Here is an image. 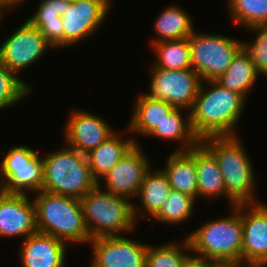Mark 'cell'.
<instances>
[{
  "label": "cell",
  "instance_id": "obj_1",
  "mask_svg": "<svg viewBox=\"0 0 267 267\" xmlns=\"http://www.w3.org/2000/svg\"><path fill=\"white\" fill-rule=\"evenodd\" d=\"M206 83L211 84L209 90L202 81L190 110L193 132L200 141L212 136H236L233 128L241 116L246 99L217 81Z\"/></svg>",
  "mask_w": 267,
  "mask_h": 267
},
{
  "label": "cell",
  "instance_id": "obj_2",
  "mask_svg": "<svg viewBox=\"0 0 267 267\" xmlns=\"http://www.w3.org/2000/svg\"><path fill=\"white\" fill-rule=\"evenodd\" d=\"M200 143L217 160L231 206L257 203L253 166L237 135L206 137Z\"/></svg>",
  "mask_w": 267,
  "mask_h": 267
},
{
  "label": "cell",
  "instance_id": "obj_3",
  "mask_svg": "<svg viewBox=\"0 0 267 267\" xmlns=\"http://www.w3.org/2000/svg\"><path fill=\"white\" fill-rule=\"evenodd\" d=\"M39 233L64 242H89L81 201L78 198L38 192L33 200Z\"/></svg>",
  "mask_w": 267,
  "mask_h": 267
},
{
  "label": "cell",
  "instance_id": "obj_4",
  "mask_svg": "<svg viewBox=\"0 0 267 267\" xmlns=\"http://www.w3.org/2000/svg\"><path fill=\"white\" fill-rule=\"evenodd\" d=\"M100 185L97 184L80 199L90 238L129 232L136 223V206L124 197L102 191Z\"/></svg>",
  "mask_w": 267,
  "mask_h": 267
},
{
  "label": "cell",
  "instance_id": "obj_5",
  "mask_svg": "<svg viewBox=\"0 0 267 267\" xmlns=\"http://www.w3.org/2000/svg\"><path fill=\"white\" fill-rule=\"evenodd\" d=\"M43 191L81 199L98 182L93 178L87 156L63 147L43 157Z\"/></svg>",
  "mask_w": 267,
  "mask_h": 267
},
{
  "label": "cell",
  "instance_id": "obj_6",
  "mask_svg": "<svg viewBox=\"0 0 267 267\" xmlns=\"http://www.w3.org/2000/svg\"><path fill=\"white\" fill-rule=\"evenodd\" d=\"M230 217L209 221L187 237L192 253L222 261L242 262L243 227L241 204L234 207Z\"/></svg>",
  "mask_w": 267,
  "mask_h": 267
},
{
  "label": "cell",
  "instance_id": "obj_7",
  "mask_svg": "<svg viewBox=\"0 0 267 267\" xmlns=\"http://www.w3.org/2000/svg\"><path fill=\"white\" fill-rule=\"evenodd\" d=\"M191 67L202 81H216L242 49V42L216 34L193 33L189 36Z\"/></svg>",
  "mask_w": 267,
  "mask_h": 267
},
{
  "label": "cell",
  "instance_id": "obj_8",
  "mask_svg": "<svg viewBox=\"0 0 267 267\" xmlns=\"http://www.w3.org/2000/svg\"><path fill=\"white\" fill-rule=\"evenodd\" d=\"M0 171V190L5 193L26 194V189L38 193L43 189V158L30 147L11 148L0 163Z\"/></svg>",
  "mask_w": 267,
  "mask_h": 267
},
{
  "label": "cell",
  "instance_id": "obj_9",
  "mask_svg": "<svg viewBox=\"0 0 267 267\" xmlns=\"http://www.w3.org/2000/svg\"><path fill=\"white\" fill-rule=\"evenodd\" d=\"M201 82L200 76L192 68L183 70L152 68L150 92L145 95L190 111Z\"/></svg>",
  "mask_w": 267,
  "mask_h": 267
},
{
  "label": "cell",
  "instance_id": "obj_10",
  "mask_svg": "<svg viewBox=\"0 0 267 267\" xmlns=\"http://www.w3.org/2000/svg\"><path fill=\"white\" fill-rule=\"evenodd\" d=\"M53 46L28 20L3 42L1 62L14 74L36 62Z\"/></svg>",
  "mask_w": 267,
  "mask_h": 267
},
{
  "label": "cell",
  "instance_id": "obj_11",
  "mask_svg": "<svg viewBox=\"0 0 267 267\" xmlns=\"http://www.w3.org/2000/svg\"><path fill=\"white\" fill-rule=\"evenodd\" d=\"M245 209L247 212L244 213ZM241 221L242 262L246 263L245 267H265L267 265V205L261 202L241 204Z\"/></svg>",
  "mask_w": 267,
  "mask_h": 267
},
{
  "label": "cell",
  "instance_id": "obj_12",
  "mask_svg": "<svg viewBox=\"0 0 267 267\" xmlns=\"http://www.w3.org/2000/svg\"><path fill=\"white\" fill-rule=\"evenodd\" d=\"M91 267H145L147 245L123 236H104L90 240Z\"/></svg>",
  "mask_w": 267,
  "mask_h": 267
},
{
  "label": "cell",
  "instance_id": "obj_13",
  "mask_svg": "<svg viewBox=\"0 0 267 267\" xmlns=\"http://www.w3.org/2000/svg\"><path fill=\"white\" fill-rule=\"evenodd\" d=\"M111 0H72L61 16L64 31V46H69L91 36L102 24Z\"/></svg>",
  "mask_w": 267,
  "mask_h": 267
},
{
  "label": "cell",
  "instance_id": "obj_14",
  "mask_svg": "<svg viewBox=\"0 0 267 267\" xmlns=\"http://www.w3.org/2000/svg\"><path fill=\"white\" fill-rule=\"evenodd\" d=\"M149 165L146 155L136 144L101 178L106 180V191L126 199L136 197L147 172L151 169Z\"/></svg>",
  "mask_w": 267,
  "mask_h": 267
},
{
  "label": "cell",
  "instance_id": "obj_15",
  "mask_svg": "<svg viewBox=\"0 0 267 267\" xmlns=\"http://www.w3.org/2000/svg\"><path fill=\"white\" fill-rule=\"evenodd\" d=\"M27 194H8L0 190V236H28L38 232L34 202Z\"/></svg>",
  "mask_w": 267,
  "mask_h": 267
},
{
  "label": "cell",
  "instance_id": "obj_16",
  "mask_svg": "<svg viewBox=\"0 0 267 267\" xmlns=\"http://www.w3.org/2000/svg\"><path fill=\"white\" fill-rule=\"evenodd\" d=\"M65 128L67 146L88 154L115 132L102 118L84 111H72Z\"/></svg>",
  "mask_w": 267,
  "mask_h": 267
},
{
  "label": "cell",
  "instance_id": "obj_17",
  "mask_svg": "<svg viewBox=\"0 0 267 267\" xmlns=\"http://www.w3.org/2000/svg\"><path fill=\"white\" fill-rule=\"evenodd\" d=\"M66 242L37 232L23 241L20 249L24 267H64Z\"/></svg>",
  "mask_w": 267,
  "mask_h": 267
},
{
  "label": "cell",
  "instance_id": "obj_18",
  "mask_svg": "<svg viewBox=\"0 0 267 267\" xmlns=\"http://www.w3.org/2000/svg\"><path fill=\"white\" fill-rule=\"evenodd\" d=\"M162 171L168 178L173 190L198 197V183L195 166V147L188 151L176 150L171 153Z\"/></svg>",
  "mask_w": 267,
  "mask_h": 267
},
{
  "label": "cell",
  "instance_id": "obj_19",
  "mask_svg": "<svg viewBox=\"0 0 267 267\" xmlns=\"http://www.w3.org/2000/svg\"><path fill=\"white\" fill-rule=\"evenodd\" d=\"M111 135L97 148L91 150L87 156L93 178L100 184L103 178L138 142L133 139L123 140Z\"/></svg>",
  "mask_w": 267,
  "mask_h": 267
},
{
  "label": "cell",
  "instance_id": "obj_20",
  "mask_svg": "<svg viewBox=\"0 0 267 267\" xmlns=\"http://www.w3.org/2000/svg\"><path fill=\"white\" fill-rule=\"evenodd\" d=\"M195 166L198 197L227 196L223 176L216 158L201 144L195 146Z\"/></svg>",
  "mask_w": 267,
  "mask_h": 267
},
{
  "label": "cell",
  "instance_id": "obj_21",
  "mask_svg": "<svg viewBox=\"0 0 267 267\" xmlns=\"http://www.w3.org/2000/svg\"><path fill=\"white\" fill-rule=\"evenodd\" d=\"M129 131L140 135H148L159 125L175 107L168 102L152 99L145 94L137 98Z\"/></svg>",
  "mask_w": 267,
  "mask_h": 267
},
{
  "label": "cell",
  "instance_id": "obj_22",
  "mask_svg": "<svg viewBox=\"0 0 267 267\" xmlns=\"http://www.w3.org/2000/svg\"><path fill=\"white\" fill-rule=\"evenodd\" d=\"M259 73L242 48L233 58L227 70L216 80L224 88L241 94L245 99L247 92L256 82Z\"/></svg>",
  "mask_w": 267,
  "mask_h": 267
},
{
  "label": "cell",
  "instance_id": "obj_23",
  "mask_svg": "<svg viewBox=\"0 0 267 267\" xmlns=\"http://www.w3.org/2000/svg\"><path fill=\"white\" fill-rule=\"evenodd\" d=\"M183 108H174L166 118L157 125L149 134L152 137H159L169 140H182L180 151H188L197 146L201 141L195 135L191 125L190 112L184 119L182 116Z\"/></svg>",
  "mask_w": 267,
  "mask_h": 267
},
{
  "label": "cell",
  "instance_id": "obj_24",
  "mask_svg": "<svg viewBox=\"0 0 267 267\" xmlns=\"http://www.w3.org/2000/svg\"><path fill=\"white\" fill-rule=\"evenodd\" d=\"M154 24L158 38L154 41L151 40L152 44L184 39L194 31L191 17L178 6H170L164 9Z\"/></svg>",
  "mask_w": 267,
  "mask_h": 267
},
{
  "label": "cell",
  "instance_id": "obj_25",
  "mask_svg": "<svg viewBox=\"0 0 267 267\" xmlns=\"http://www.w3.org/2000/svg\"><path fill=\"white\" fill-rule=\"evenodd\" d=\"M171 190L168 178L162 170L147 172L137 196L150 218L163 205Z\"/></svg>",
  "mask_w": 267,
  "mask_h": 267
},
{
  "label": "cell",
  "instance_id": "obj_26",
  "mask_svg": "<svg viewBox=\"0 0 267 267\" xmlns=\"http://www.w3.org/2000/svg\"><path fill=\"white\" fill-rule=\"evenodd\" d=\"M158 62L153 68L169 70H183L192 68L190 57L189 37L179 40L162 41L153 43Z\"/></svg>",
  "mask_w": 267,
  "mask_h": 267
},
{
  "label": "cell",
  "instance_id": "obj_27",
  "mask_svg": "<svg viewBox=\"0 0 267 267\" xmlns=\"http://www.w3.org/2000/svg\"><path fill=\"white\" fill-rule=\"evenodd\" d=\"M195 199L177 190H171L163 205L151 217L167 224H179L193 214Z\"/></svg>",
  "mask_w": 267,
  "mask_h": 267
},
{
  "label": "cell",
  "instance_id": "obj_28",
  "mask_svg": "<svg viewBox=\"0 0 267 267\" xmlns=\"http://www.w3.org/2000/svg\"><path fill=\"white\" fill-rule=\"evenodd\" d=\"M230 18L237 25L250 28L267 25V0H228Z\"/></svg>",
  "mask_w": 267,
  "mask_h": 267
},
{
  "label": "cell",
  "instance_id": "obj_29",
  "mask_svg": "<svg viewBox=\"0 0 267 267\" xmlns=\"http://www.w3.org/2000/svg\"><path fill=\"white\" fill-rule=\"evenodd\" d=\"M181 248L183 250L186 248L188 252H191L187 238L184 240L182 247L179 243L173 242L154 248L148 244L145 267H183L184 260L189 254L186 249L183 251Z\"/></svg>",
  "mask_w": 267,
  "mask_h": 267
},
{
  "label": "cell",
  "instance_id": "obj_30",
  "mask_svg": "<svg viewBox=\"0 0 267 267\" xmlns=\"http://www.w3.org/2000/svg\"><path fill=\"white\" fill-rule=\"evenodd\" d=\"M16 75L0 61V110L20 101L31 91L32 87Z\"/></svg>",
  "mask_w": 267,
  "mask_h": 267
},
{
  "label": "cell",
  "instance_id": "obj_31",
  "mask_svg": "<svg viewBox=\"0 0 267 267\" xmlns=\"http://www.w3.org/2000/svg\"><path fill=\"white\" fill-rule=\"evenodd\" d=\"M257 33L253 43L242 42V48L251 58L256 71L267 77V25L248 28Z\"/></svg>",
  "mask_w": 267,
  "mask_h": 267
},
{
  "label": "cell",
  "instance_id": "obj_32",
  "mask_svg": "<svg viewBox=\"0 0 267 267\" xmlns=\"http://www.w3.org/2000/svg\"><path fill=\"white\" fill-rule=\"evenodd\" d=\"M72 0H43L38 10L29 17L28 21L36 28L45 22L58 21V17L70 8Z\"/></svg>",
  "mask_w": 267,
  "mask_h": 267
},
{
  "label": "cell",
  "instance_id": "obj_33",
  "mask_svg": "<svg viewBox=\"0 0 267 267\" xmlns=\"http://www.w3.org/2000/svg\"><path fill=\"white\" fill-rule=\"evenodd\" d=\"M38 30L53 48L64 47V31L61 16L58 17V21L43 23Z\"/></svg>",
  "mask_w": 267,
  "mask_h": 267
},
{
  "label": "cell",
  "instance_id": "obj_34",
  "mask_svg": "<svg viewBox=\"0 0 267 267\" xmlns=\"http://www.w3.org/2000/svg\"><path fill=\"white\" fill-rule=\"evenodd\" d=\"M193 255V256H192ZM217 261L190 254L184 260L183 267H213Z\"/></svg>",
  "mask_w": 267,
  "mask_h": 267
},
{
  "label": "cell",
  "instance_id": "obj_35",
  "mask_svg": "<svg viewBox=\"0 0 267 267\" xmlns=\"http://www.w3.org/2000/svg\"><path fill=\"white\" fill-rule=\"evenodd\" d=\"M23 0H0V12L3 13L4 10L12 8L22 3Z\"/></svg>",
  "mask_w": 267,
  "mask_h": 267
},
{
  "label": "cell",
  "instance_id": "obj_36",
  "mask_svg": "<svg viewBox=\"0 0 267 267\" xmlns=\"http://www.w3.org/2000/svg\"><path fill=\"white\" fill-rule=\"evenodd\" d=\"M241 261H222L216 262L213 267H243Z\"/></svg>",
  "mask_w": 267,
  "mask_h": 267
},
{
  "label": "cell",
  "instance_id": "obj_37",
  "mask_svg": "<svg viewBox=\"0 0 267 267\" xmlns=\"http://www.w3.org/2000/svg\"><path fill=\"white\" fill-rule=\"evenodd\" d=\"M2 15H3V14L0 12V22H1Z\"/></svg>",
  "mask_w": 267,
  "mask_h": 267
}]
</instances>
